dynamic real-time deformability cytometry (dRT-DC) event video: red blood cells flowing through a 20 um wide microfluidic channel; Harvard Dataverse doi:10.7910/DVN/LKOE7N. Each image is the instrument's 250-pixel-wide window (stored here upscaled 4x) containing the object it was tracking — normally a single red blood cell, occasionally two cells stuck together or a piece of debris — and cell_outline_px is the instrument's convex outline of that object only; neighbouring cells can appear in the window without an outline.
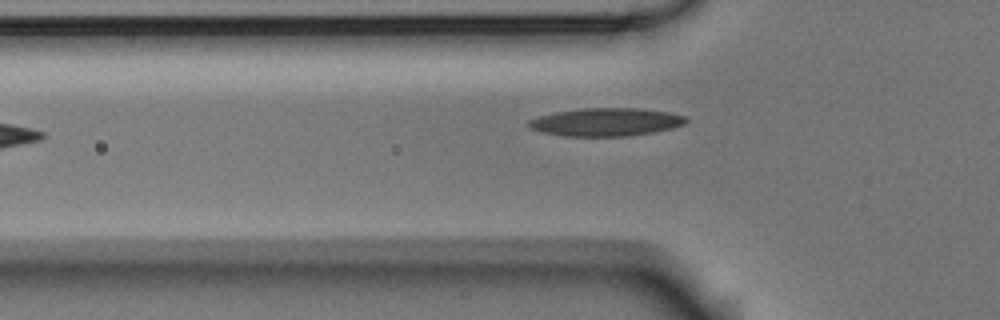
{"species": "Egyptian fruit bat (a non-hibernating species)", "species_latin": "Rousettus aegyptiacus", "temperature_condition": "room temperature", "stored_images_in_passage": 6, "camera_frame_rate_fps": 3000, "um_per_image_px": 0.085, "animal": {"sex": "male"}, "frame": {"image": 1, "passage_image": 6, "time_ms": 1.667, "image_size_px": [1000, 320], "cell_outline_px": [[688, 120], [684, 124], [672, 128], [652, 132], [628, 136], [564, 136], [544, 132], [532, 128], [528, 124], [528, 120], [540, 116], [556, 112], [584, 108], [640, 108], [668, 112], [684, 116]], "centroid_in_image_um": [51.53, 10.37], "position_along_channel_um": 74.3, "area_um2": 25.43}}